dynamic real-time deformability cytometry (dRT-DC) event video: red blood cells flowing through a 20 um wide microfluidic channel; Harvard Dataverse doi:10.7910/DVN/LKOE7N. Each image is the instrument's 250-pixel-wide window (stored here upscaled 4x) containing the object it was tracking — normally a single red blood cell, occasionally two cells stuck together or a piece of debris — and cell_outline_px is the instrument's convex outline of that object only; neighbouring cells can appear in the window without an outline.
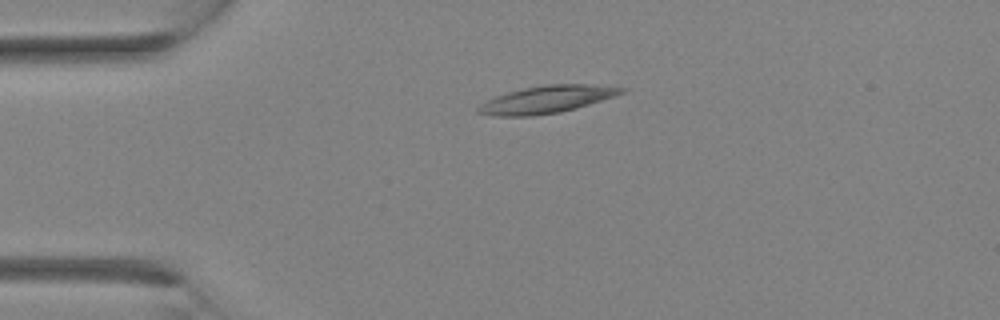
{"species": "Egyptian fruit bat (a non-hibernating species)", "species_latin": "Rousettus aegyptiacus", "temperature_condition": "room temperature", "stored_images_in_passage": 3, "camera_frame_rate_fps": 3000, "um_per_image_px": 0.085, "animal": {"sex": "female"}, "frame": {"image": 1, "passage_image": 2, "time_ms": 1.333, "image_size_px": [1000, 320], "cell_outline_px": [[628, 88], [624, 92], [576, 108], [560, 112], [532, 116], [492, 116], [476, 112], [476, 108], [480, 104], [496, 96], [508, 92], [524, 88], [544, 84], [588, 84]], "centroid_in_image_um": [46.42, 8.45], "position_along_channel_um": 38.6, "area_um2": 22.6}}
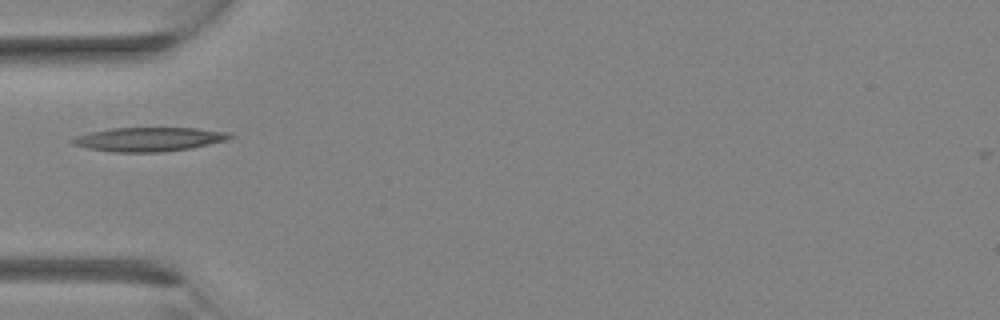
{"frame": {"image": 2, "passage_image": 3, "time_ms": 2.333, "image_size_px": [1000, 320], "cell_outline_px": [[236, 136], [228, 140], [192, 148], [160, 152], [116, 152], [88, 148], [72, 144], [68, 140], [76, 136], [108, 128], [196, 128], [228, 132]], "centroid_in_image_um": [12.69, 11.84], "position_along_channel_um": 72.3, "area_um2": 22.08}}